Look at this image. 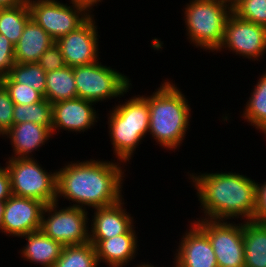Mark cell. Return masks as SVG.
Segmentation results:
<instances>
[{
    "label": "cell",
    "mask_w": 266,
    "mask_h": 267,
    "mask_svg": "<svg viewBox=\"0 0 266 267\" xmlns=\"http://www.w3.org/2000/svg\"><path fill=\"white\" fill-rule=\"evenodd\" d=\"M113 161H71L56 170V202L63 196L64 200L72 201L73 205L69 206L92 207L93 210L118 203L124 196L122 184L125 170L121 163H125Z\"/></svg>",
    "instance_id": "obj_1"
},
{
    "label": "cell",
    "mask_w": 266,
    "mask_h": 267,
    "mask_svg": "<svg viewBox=\"0 0 266 267\" xmlns=\"http://www.w3.org/2000/svg\"><path fill=\"white\" fill-rule=\"evenodd\" d=\"M197 190L203 216L200 219L227 221L235 218L253 221L256 211V184L236 172L188 174Z\"/></svg>",
    "instance_id": "obj_2"
},
{
    "label": "cell",
    "mask_w": 266,
    "mask_h": 267,
    "mask_svg": "<svg viewBox=\"0 0 266 267\" xmlns=\"http://www.w3.org/2000/svg\"><path fill=\"white\" fill-rule=\"evenodd\" d=\"M150 110L149 130L163 149L180 147L189 129L191 108L188 99L169 79L161 82L152 95H143Z\"/></svg>",
    "instance_id": "obj_3"
},
{
    "label": "cell",
    "mask_w": 266,
    "mask_h": 267,
    "mask_svg": "<svg viewBox=\"0 0 266 267\" xmlns=\"http://www.w3.org/2000/svg\"><path fill=\"white\" fill-rule=\"evenodd\" d=\"M109 112L107 124L110 142L114 148L113 154L115 153L119 162L127 163L148 135V101L143 95L132 96L124 103L115 105Z\"/></svg>",
    "instance_id": "obj_4"
},
{
    "label": "cell",
    "mask_w": 266,
    "mask_h": 267,
    "mask_svg": "<svg viewBox=\"0 0 266 267\" xmlns=\"http://www.w3.org/2000/svg\"><path fill=\"white\" fill-rule=\"evenodd\" d=\"M184 7L189 42L204 51L216 52L224 39L227 18L232 8L221 0H190Z\"/></svg>",
    "instance_id": "obj_5"
},
{
    "label": "cell",
    "mask_w": 266,
    "mask_h": 267,
    "mask_svg": "<svg viewBox=\"0 0 266 267\" xmlns=\"http://www.w3.org/2000/svg\"><path fill=\"white\" fill-rule=\"evenodd\" d=\"M77 97L94 103L121 98L131 89V79L100 61L73 67Z\"/></svg>",
    "instance_id": "obj_6"
},
{
    "label": "cell",
    "mask_w": 266,
    "mask_h": 267,
    "mask_svg": "<svg viewBox=\"0 0 266 267\" xmlns=\"http://www.w3.org/2000/svg\"><path fill=\"white\" fill-rule=\"evenodd\" d=\"M5 164L12 195L35 199L45 205L56 202V171L47 172L34 158H8Z\"/></svg>",
    "instance_id": "obj_7"
},
{
    "label": "cell",
    "mask_w": 266,
    "mask_h": 267,
    "mask_svg": "<svg viewBox=\"0 0 266 267\" xmlns=\"http://www.w3.org/2000/svg\"><path fill=\"white\" fill-rule=\"evenodd\" d=\"M58 204L54 202L45 205L40 230L62 246L89 242L90 218L87 209L72 206L59 208Z\"/></svg>",
    "instance_id": "obj_8"
},
{
    "label": "cell",
    "mask_w": 266,
    "mask_h": 267,
    "mask_svg": "<svg viewBox=\"0 0 266 267\" xmlns=\"http://www.w3.org/2000/svg\"><path fill=\"white\" fill-rule=\"evenodd\" d=\"M58 0H28L32 20L55 41L80 27L92 14L85 8Z\"/></svg>",
    "instance_id": "obj_9"
},
{
    "label": "cell",
    "mask_w": 266,
    "mask_h": 267,
    "mask_svg": "<svg viewBox=\"0 0 266 267\" xmlns=\"http://www.w3.org/2000/svg\"><path fill=\"white\" fill-rule=\"evenodd\" d=\"M198 219L193 222L208 236L218 267H244L243 222Z\"/></svg>",
    "instance_id": "obj_10"
},
{
    "label": "cell",
    "mask_w": 266,
    "mask_h": 267,
    "mask_svg": "<svg viewBox=\"0 0 266 267\" xmlns=\"http://www.w3.org/2000/svg\"><path fill=\"white\" fill-rule=\"evenodd\" d=\"M224 48L242 58L258 61L266 53V27L231 13L225 24L223 42L216 52Z\"/></svg>",
    "instance_id": "obj_11"
},
{
    "label": "cell",
    "mask_w": 266,
    "mask_h": 267,
    "mask_svg": "<svg viewBox=\"0 0 266 267\" xmlns=\"http://www.w3.org/2000/svg\"><path fill=\"white\" fill-rule=\"evenodd\" d=\"M95 15H91L80 27L59 38L60 47L66 66L89 65L100 60L98 26Z\"/></svg>",
    "instance_id": "obj_12"
},
{
    "label": "cell",
    "mask_w": 266,
    "mask_h": 267,
    "mask_svg": "<svg viewBox=\"0 0 266 267\" xmlns=\"http://www.w3.org/2000/svg\"><path fill=\"white\" fill-rule=\"evenodd\" d=\"M44 207L38 200L11 195L5 203L2 233L20 238L40 230Z\"/></svg>",
    "instance_id": "obj_13"
},
{
    "label": "cell",
    "mask_w": 266,
    "mask_h": 267,
    "mask_svg": "<svg viewBox=\"0 0 266 267\" xmlns=\"http://www.w3.org/2000/svg\"><path fill=\"white\" fill-rule=\"evenodd\" d=\"M94 102L76 97L52 104V134L63 129L69 132H85L94 127L98 113Z\"/></svg>",
    "instance_id": "obj_14"
},
{
    "label": "cell",
    "mask_w": 266,
    "mask_h": 267,
    "mask_svg": "<svg viewBox=\"0 0 266 267\" xmlns=\"http://www.w3.org/2000/svg\"><path fill=\"white\" fill-rule=\"evenodd\" d=\"M181 237L173 267H218L208 236L194 223Z\"/></svg>",
    "instance_id": "obj_15"
},
{
    "label": "cell",
    "mask_w": 266,
    "mask_h": 267,
    "mask_svg": "<svg viewBox=\"0 0 266 267\" xmlns=\"http://www.w3.org/2000/svg\"><path fill=\"white\" fill-rule=\"evenodd\" d=\"M135 228L133 226L127 233L109 239H89L95 247L99 264L104 262L108 267L129 265L139 249Z\"/></svg>",
    "instance_id": "obj_16"
},
{
    "label": "cell",
    "mask_w": 266,
    "mask_h": 267,
    "mask_svg": "<svg viewBox=\"0 0 266 267\" xmlns=\"http://www.w3.org/2000/svg\"><path fill=\"white\" fill-rule=\"evenodd\" d=\"M124 198L118 203L95 208L89 239H109L127 233L134 225L133 216L124 207Z\"/></svg>",
    "instance_id": "obj_17"
},
{
    "label": "cell",
    "mask_w": 266,
    "mask_h": 267,
    "mask_svg": "<svg viewBox=\"0 0 266 267\" xmlns=\"http://www.w3.org/2000/svg\"><path fill=\"white\" fill-rule=\"evenodd\" d=\"M52 136V131L46 126L31 122L13 124L4 135L11 140L14 152L9 158H34L32 152L39 151Z\"/></svg>",
    "instance_id": "obj_18"
},
{
    "label": "cell",
    "mask_w": 266,
    "mask_h": 267,
    "mask_svg": "<svg viewBox=\"0 0 266 267\" xmlns=\"http://www.w3.org/2000/svg\"><path fill=\"white\" fill-rule=\"evenodd\" d=\"M54 43L56 41L30 18L15 45V63H38L41 55Z\"/></svg>",
    "instance_id": "obj_19"
},
{
    "label": "cell",
    "mask_w": 266,
    "mask_h": 267,
    "mask_svg": "<svg viewBox=\"0 0 266 267\" xmlns=\"http://www.w3.org/2000/svg\"><path fill=\"white\" fill-rule=\"evenodd\" d=\"M26 239V244L20 249L22 258L42 267H52L60 257L62 246L58 241L45 235L41 230L20 236Z\"/></svg>",
    "instance_id": "obj_20"
},
{
    "label": "cell",
    "mask_w": 266,
    "mask_h": 267,
    "mask_svg": "<svg viewBox=\"0 0 266 267\" xmlns=\"http://www.w3.org/2000/svg\"><path fill=\"white\" fill-rule=\"evenodd\" d=\"M244 267H266V225L243 221Z\"/></svg>",
    "instance_id": "obj_21"
},
{
    "label": "cell",
    "mask_w": 266,
    "mask_h": 267,
    "mask_svg": "<svg viewBox=\"0 0 266 267\" xmlns=\"http://www.w3.org/2000/svg\"><path fill=\"white\" fill-rule=\"evenodd\" d=\"M77 97V88L74 79L73 67L65 66L63 69L46 73L45 98L50 103Z\"/></svg>",
    "instance_id": "obj_22"
},
{
    "label": "cell",
    "mask_w": 266,
    "mask_h": 267,
    "mask_svg": "<svg viewBox=\"0 0 266 267\" xmlns=\"http://www.w3.org/2000/svg\"><path fill=\"white\" fill-rule=\"evenodd\" d=\"M243 110V118L266 135V71L261 75Z\"/></svg>",
    "instance_id": "obj_23"
},
{
    "label": "cell",
    "mask_w": 266,
    "mask_h": 267,
    "mask_svg": "<svg viewBox=\"0 0 266 267\" xmlns=\"http://www.w3.org/2000/svg\"><path fill=\"white\" fill-rule=\"evenodd\" d=\"M30 18L28 2L13 7L0 8V34L5 35L15 46Z\"/></svg>",
    "instance_id": "obj_24"
},
{
    "label": "cell",
    "mask_w": 266,
    "mask_h": 267,
    "mask_svg": "<svg viewBox=\"0 0 266 267\" xmlns=\"http://www.w3.org/2000/svg\"><path fill=\"white\" fill-rule=\"evenodd\" d=\"M95 247L89 241L80 245L64 246L52 267H99Z\"/></svg>",
    "instance_id": "obj_25"
},
{
    "label": "cell",
    "mask_w": 266,
    "mask_h": 267,
    "mask_svg": "<svg viewBox=\"0 0 266 267\" xmlns=\"http://www.w3.org/2000/svg\"><path fill=\"white\" fill-rule=\"evenodd\" d=\"M13 124L31 122L52 131V103L46 98L33 104H14Z\"/></svg>",
    "instance_id": "obj_26"
},
{
    "label": "cell",
    "mask_w": 266,
    "mask_h": 267,
    "mask_svg": "<svg viewBox=\"0 0 266 267\" xmlns=\"http://www.w3.org/2000/svg\"><path fill=\"white\" fill-rule=\"evenodd\" d=\"M7 75L16 83L34 88L45 98L46 72L38 63H15Z\"/></svg>",
    "instance_id": "obj_27"
},
{
    "label": "cell",
    "mask_w": 266,
    "mask_h": 267,
    "mask_svg": "<svg viewBox=\"0 0 266 267\" xmlns=\"http://www.w3.org/2000/svg\"><path fill=\"white\" fill-rule=\"evenodd\" d=\"M232 13L245 21L266 27V0H240Z\"/></svg>",
    "instance_id": "obj_28"
},
{
    "label": "cell",
    "mask_w": 266,
    "mask_h": 267,
    "mask_svg": "<svg viewBox=\"0 0 266 267\" xmlns=\"http://www.w3.org/2000/svg\"><path fill=\"white\" fill-rule=\"evenodd\" d=\"M2 85L8 91L14 104H33L44 98V96L34 88L26 84L16 83L8 75L2 76Z\"/></svg>",
    "instance_id": "obj_29"
},
{
    "label": "cell",
    "mask_w": 266,
    "mask_h": 267,
    "mask_svg": "<svg viewBox=\"0 0 266 267\" xmlns=\"http://www.w3.org/2000/svg\"><path fill=\"white\" fill-rule=\"evenodd\" d=\"M14 102L8 91L0 85V137H3L13 126Z\"/></svg>",
    "instance_id": "obj_30"
},
{
    "label": "cell",
    "mask_w": 266,
    "mask_h": 267,
    "mask_svg": "<svg viewBox=\"0 0 266 267\" xmlns=\"http://www.w3.org/2000/svg\"><path fill=\"white\" fill-rule=\"evenodd\" d=\"M38 64L46 73L63 69L66 66L60 47L56 43L41 55Z\"/></svg>",
    "instance_id": "obj_31"
},
{
    "label": "cell",
    "mask_w": 266,
    "mask_h": 267,
    "mask_svg": "<svg viewBox=\"0 0 266 267\" xmlns=\"http://www.w3.org/2000/svg\"><path fill=\"white\" fill-rule=\"evenodd\" d=\"M15 46L0 34V76L7 75L15 64Z\"/></svg>",
    "instance_id": "obj_32"
},
{
    "label": "cell",
    "mask_w": 266,
    "mask_h": 267,
    "mask_svg": "<svg viewBox=\"0 0 266 267\" xmlns=\"http://www.w3.org/2000/svg\"><path fill=\"white\" fill-rule=\"evenodd\" d=\"M253 221L266 225V182L256 184V211Z\"/></svg>",
    "instance_id": "obj_33"
},
{
    "label": "cell",
    "mask_w": 266,
    "mask_h": 267,
    "mask_svg": "<svg viewBox=\"0 0 266 267\" xmlns=\"http://www.w3.org/2000/svg\"><path fill=\"white\" fill-rule=\"evenodd\" d=\"M12 195L11 181L8 169L0 165V200H7Z\"/></svg>",
    "instance_id": "obj_34"
},
{
    "label": "cell",
    "mask_w": 266,
    "mask_h": 267,
    "mask_svg": "<svg viewBox=\"0 0 266 267\" xmlns=\"http://www.w3.org/2000/svg\"><path fill=\"white\" fill-rule=\"evenodd\" d=\"M69 2L85 8L91 14L93 13L92 10L94 11L93 7L103 2V0H70Z\"/></svg>",
    "instance_id": "obj_35"
},
{
    "label": "cell",
    "mask_w": 266,
    "mask_h": 267,
    "mask_svg": "<svg viewBox=\"0 0 266 267\" xmlns=\"http://www.w3.org/2000/svg\"><path fill=\"white\" fill-rule=\"evenodd\" d=\"M26 2L28 0H0V8L13 7Z\"/></svg>",
    "instance_id": "obj_36"
},
{
    "label": "cell",
    "mask_w": 266,
    "mask_h": 267,
    "mask_svg": "<svg viewBox=\"0 0 266 267\" xmlns=\"http://www.w3.org/2000/svg\"><path fill=\"white\" fill-rule=\"evenodd\" d=\"M6 201L7 200H0V233L2 232L3 213Z\"/></svg>",
    "instance_id": "obj_37"
},
{
    "label": "cell",
    "mask_w": 266,
    "mask_h": 267,
    "mask_svg": "<svg viewBox=\"0 0 266 267\" xmlns=\"http://www.w3.org/2000/svg\"><path fill=\"white\" fill-rule=\"evenodd\" d=\"M221 1H223L225 4L229 5L232 8L240 0H221Z\"/></svg>",
    "instance_id": "obj_38"
},
{
    "label": "cell",
    "mask_w": 266,
    "mask_h": 267,
    "mask_svg": "<svg viewBox=\"0 0 266 267\" xmlns=\"http://www.w3.org/2000/svg\"><path fill=\"white\" fill-rule=\"evenodd\" d=\"M148 263L149 262H147V264L145 262L143 264L141 263V265L137 264L136 267H157V266L152 265L151 263L150 264H148ZM133 267H135V266H133Z\"/></svg>",
    "instance_id": "obj_39"
},
{
    "label": "cell",
    "mask_w": 266,
    "mask_h": 267,
    "mask_svg": "<svg viewBox=\"0 0 266 267\" xmlns=\"http://www.w3.org/2000/svg\"><path fill=\"white\" fill-rule=\"evenodd\" d=\"M2 84V76H0V85Z\"/></svg>",
    "instance_id": "obj_40"
}]
</instances>
